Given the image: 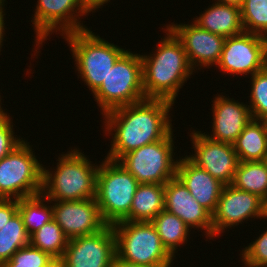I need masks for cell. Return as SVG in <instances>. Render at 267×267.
<instances>
[{
    "label": "cell",
    "instance_id": "d590c367",
    "mask_svg": "<svg viewBox=\"0 0 267 267\" xmlns=\"http://www.w3.org/2000/svg\"><path fill=\"white\" fill-rule=\"evenodd\" d=\"M112 267H150V266L128 263V262H125L119 259L117 256H115L113 263H112Z\"/></svg>",
    "mask_w": 267,
    "mask_h": 267
},
{
    "label": "cell",
    "instance_id": "ffe728a7",
    "mask_svg": "<svg viewBox=\"0 0 267 267\" xmlns=\"http://www.w3.org/2000/svg\"><path fill=\"white\" fill-rule=\"evenodd\" d=\"M193 20L200 28L225 38L244 32L240 7L234 5L215 2Z\"/></svg>",
    "mask_w": 267,
    "mask_h": 267
},
{
    "label": "cell",
    "instance_id": "836d02e7",
    "mask_svg": "<svg viewBox=\"0 0 267 267\" xmlns=\"http://www.w3.org/2000/svg\"><path fill=\"white\" fill-rule=\"evenodd\" d=\"M110 0H83V3L87 10L91 13L95 10H99L98 8H103L104 4L109 3Z\"/></svg>",
    "mask_w": 267,
    "mask_h": 267
},
{
    "label": "cell",
    "instance_id": "7a4b0ae2",
    "mask_svg": "<svg viewBox=\"0 0 267 267\" xmlns=\"http://www.w3.org/2000/svg\"><path fill=\"white\" fill-rule=\"evenodd\" d=\"M166 36L153 54L141 55L143 90L146 99H164L175 103L182 86L195 72L181 41L166 26Z\"/></svg>",
    "mask_w": 267,
    "mask_h": 267
},
{
    "label": "cell",
    "instance_id": "9c48e42d",
    "mask_svg": "<svg viewBox=\"0 0 267 267\" xmlns=\"http://www.w3.org/2000/svg\"><path fill=\"white\" fill-rule=\"evenodd\" d=\"M173 130L163 139L144 145L123 155L117 162L122 165L139 184H163L176 177L179 159H173ZM174 154V155H173Z\"/></svg>",
    "mask_w": 267,
    "mask_h": 267
},
{
    "label": "cell",
    "instance_id": "4dcf8cb0",
    "mask_svg": "<svg viewBox=\"0 0 267 267\" xmlns=\"http://www.w3.org/2000/svg\"><path fill=\"white\" fill-rule=\"evenodd\" d=\"M267 229V228H266ZM265 229L255 241L242 249L241 261L246 267H267V230Z\"/></svg>",
    "mask_w": 267,
    "mask_h": 267
},
{
    "label": "cell",
    "instance_id": "d4e9b609",
    "mask_svg": "<svg viewBox=\"0 0 267 267\" xmlns=\"http://www.w3.org/2000/svg\"><path fill=\"white\" fill-rule=\"evenodd\" d=\"M45 202L50 201L42 193L18 200V212L29 236L53 219L52 205Z\"/></svg>",
    "mask_w": 267,
    "mask_h": 267
},
{
    "label": "cell",
    "instance_id": "74e56055",
    "mask_svg": "<svg viewBox=\"0 0 267 267\" xmlns=\"http://www.w3.org/2000/svg\"><path fill=\"white\" fill-rule=\"evenodd\" d=\"M2 98H1V95H0V123L3 122L8 116L9 114L7 113V111L5 112L6 109H3L2 106H1V101Z\"/></svg>",
    "mask_w": 267,
    "mask_h": 267
},
{
    "label": "cell",
    "instance_id": "4fadbf2b",
    "mask_svg": "<svg viewBox=\"0 0 267 267\" xmlns=\"http://www.w3.org/2000/svg\"><path fill=\"white\" fill-rule=\"evenodd\" d=\"M203 131L190 133L194 154L186 157L224 185L232 184L239 163L234 146L209 139Z\"/></svg>",
    "mask_w": 267,
    "mask_h": 267
},
{
    "label": "cell",
    "instance_id": "2e32d148",
    "mask_svg": "<svg viewBox=\"0 0 267 267\" xmlns=\"http://www.w3.org/2000/svg\"><path fill=\"white\" fill-rule=\"evenodd\" d=\"M50 203L53 219L68 239L95 234L108 225L101 216L95 198Z\"/></svg>",
    "mask_w": 267,
    "mask_h": 267
},
{
    "label": "cell",
    "instance_id": "cb8c5ba5",
    "mask_svg": "<svg viewBox=\"0 0 267 267\" xmlns=\"http://www.w3.org/2000/svg\"><path fill=\"white\" fill-rule=\"evenodd\" d=\"M231 185L264 200L267 197V161H239Z\"/></svg>",
    "mask_w": 267,
    "mask_h": 267
},
{
    "label": "cell",
    "instance_id": "8d00e7d4",
    "mask_svg": "<svg viewBox=\"0 0 267 267\" xmlns=\"http://www.w3.org/2000/svg\"><path fill=\"white\" fill-rule=\"evenodd\" d=\"M217 3L234 5L237 7H241L243 5L244 0H215Z\"/></svg>",
    "mask_w": 267,
    "mask_h": 267
},
{
    "label": "cell",
    "instance_id": "ab89813d",
    "mask_svg": "<svg viewBox=\"0 0 267 267\" xmlns=\"http://www.w3.org/2000/svg\"><path fill=\"white\" fill-rule=\"evenodd\" d=\"M265 67L267 68V44H266V58H265Z\"/></svg>",
    "mask_w": 267,
    "mask_h": 267
},
{
    "label": "cell",
    "instance_id": "e575fe53",
    "mask_svg": "<svg viewBox=\"0 0 267 267\" xmlns=\"http://www.w3.org/2000/svg\"><path fill=\"white\" fill-rule=\"evenodd\" d=\"M5 6H0V52H1V49H2V46H3V41H4V35H5V29H6V26H4L6 24L5 22V16L6 13H5V9H3Z\"/></svg>",
    "mask_w": 267,
    "mask_h": 267
},
{
    "label": "cell",
    "instance_id": "5b68a950",
    "mask_svg": "<svg viewBox=\"0 0 267 267\" xmlns=\"http://www.w3.org/2000/svg\"><path fill=\"white\" fill-rule=\"evenodd\" d=\"M112 228L119 259L150 267H171L174 264V257L162 244L151 222L122 220L113 224Z\"/></svg>",
    "mask_w": 267,
    "mask_h": 267
},
{
    "label": "cell",
    "instance_id": "7c38bea8",
    "mask_svg": "<svg viewBox=\"0 0 267 267\" xmlns=\"http://www.w3.org/2000/svg\"><path fill=\"white\" fill-rule=\"evenodd\" d=\"M116 237L112 225L92 235L69 239L60 267H112Z\"/></svg>",
    "mask_w": 267,
    "mask_h": 267
},
{
    "label": "cell",
    "instance_id": "f35d334b",
    "mask_svg": "<svg viewBox=\"0 0 267 267\" xmlns=\"http://www.w3.org/2000/svg\"><path fill=\"white\" fill-rule=\"evenodd\" d=\"M263 219H267V197L264 199L263 204Z\"/></svg>",
    "mask_w": 267,
    "mask_h": 267
},
{
    "label": "cell",
    "instance_id": "5bb4252c",
    "mask_svg": "<svg viewBox=\"0 0 267 267\" xmlns=\"http://www.w3.org/2000/svg\"><path fill=\"white\" fill-rule=\"evenodd\" d=\"M264 200L258 195L224 185L217 207L212 214L213 238L227 228L238 226L251 218H263ZM226 229V230H225Z\"/></svg>",
    "mask_w": 267,
    "mask_h": 267
},
{
    "label": "cell",
    "instance_id": "83f0119b",
    "mask_svg": "<svg viewBox=\"0 0 267 267\" xmlns=\"http://www.w3.org/2000/svg\"><path fill=\"white\" fill-rule=\"evenodd\" d=\"M240 11L244 32L267 38V0H244Z\"/></svg>",
    "mask_w": 267,
    "mask_h": 267
},
{
    "label": "cell",
    "instance_id": "277c9868",
    "mask_svg": "<svg viewBox=\"0 0 267 267\" xmlns=\"http://www.w3.org/2000/svg\"><path fill=\"white\" fill-rule=\"evenodd\" d=\"M75 59V71L94 93L106 79L110 69L126 51L101 38L90 28L63 35Z\"/></svg>",
    "mask_w": 267,
    "mask_h": 267
},
{
    "label": "cell",
    "instance_id": "ba28073f",
    "mask_svg": "<svg viewBox=\"0 0 267 267\" xmlns=\"http://www.w3.org/2000/svg\"><path fill=\"white\" fill-rule=\"evenodd\" d=\"M32 150L23 140L0 160V199L19 200L42 192L43 164Z\"/></svg>",
    "mask_w": 267,
    "mask_h": 267
},
{
    "label": "cell",
    "instance_id": "4316f807",
    "mask_svg": "<svg viewBox=\"0 0 267 267\" xmlns=\"http://www.w3.org/2000/svg\"><path fill=\"white\" fill-rule=\"evenodd\" d=\"M29 243L30 236L26 231L22 216L17 212L0 229V267L10 260L17 250Z\"/></svg>",
    "mask_w": 267,
    "mask_h": 267
},
{
    "label": "cell",
    "instance_id": "8992f818",
    "mask_svg": "<svg viewBox=\"0 0 267 267\" xmlns=\"http://www.w3.org/2000/svg\"><path fill=\"white\" fill-rule=\"evenodd\" d=\"M101 115L118 107L146 99L143 90L140 54L126 50L110 69L106 79L93 93Z\"/></svg>",
    "mask_w": 267,
    "mask_h": 267
},
{
    "label": "cell",
    "instance_id": "d6986e66",
    "mask_svg": "<svg viewBox=\"0 0 267 267\" xmlns=\"http://www.w3.org/2000/svg\"><path fill=\"white\" fill-rule=\"evenodd\" d=\"M176 177L188 189L191 196L212 215L224 184L213 178L206 170L197 167L186 156L178 160Z\"/></svg>",
    "mask_w": 267,
    "mask_h": 267
},
{
    "label": "cell",
    "instance_id": "ac0fdd59",
    "mask_svg": "<svg viewBox=\"0 0 267 267\" xmlns=\"http://www.w3.org/2000/svg\"><path fill=\"white\" fill-rule=\"evenodd\" d=\"M164 209L177 215L189 228L201 229L205 238L213 239L212 215L204 209L177 178L164 185Z\"/></svg>",
    "mask_w": 267,
    "mask_h": 267
},
{
    "label": "cell",
    "instance_id": "484cf974",
    "mask_svg": "<svg viewBox=\"0 0 267 267\" xmlns=\"http://www.w3.org/2000/svg\"><path fill=\"white\" fill-rule=\"evenodd\" d=\"M68 240L62 228L52 219L30 236L29 244L59 262L64 255Z\"/></svg>",
    "mask_w": 267,
    "mask_h": 267
},
{
    "label": "cell",
    "instance_id": "b9f144b4",
    "mask_svg": "<svg viewBox=\"0 0 267 267\" xmlns=\"http://www.w3.org/2000/svg\"><path fill=\"white\" fill-rule=\"evenodd\" d=\"M52 267H60V263L56 262Z\"/></svg>",
    "mask_w": 267,
    "mask_h": 267
},
{
    "label": "cell",
    "instance_id": "30bf717a",
    "mask_svg": "<svg viewBox=\"0 0 267 267\" xmlns=\"http://www.w3.org/2000/svg\"><path fill=\"white\" fill-rule=\"evenodd\" d=\"M35 13L32 14V26L36 38L34 44V56L39 54L43 42L48 40L50 34L61 36L88 29L81 23V17L89 15L90 12L85 7L83 0H37ZM79 18V19H78ZM58 32V33H57ZM62 32V33H61ZM38 50V51H37ZM37 54H36V53Z\"/></svg>",
    "mask_w": 267,
    "mask_h": 267
},
{
    "label": "cell",
    "instance_id": "3957f363",
    "mask_svg": "<svg viewBox=\"0 0 267 267\" xmlns=\"http://www.w3.org/2000/svg\"><path fill=\"white\" fill-rule=\"evenodd\" d=\"M86 156L75 147L58 156L55 171L43 165L41 193L51 202L95 198L100 164Z\"/></svg>",
    "mask_w": 267,
    "mask_h": 267
},
{
    "label": "cell",
    "instance_id": "9a60e30c",
    "mask_svg": "<svg viewBox=\"0 0 267 267\" xmlns=\"http://www.w3.org/2000/svg\"><path fill=\"white\" fill-rule=\"evenodd\" d=\"M172 24V25H171ZM167 27L181 41L188 61L194 71L217 65L225 37L200 28L196 23H171ZM198 68V69H197ZM196 69V70H195Z\"/></svg>",
    "mask_w": 267,
    "mask_h": 267
},
{
    "label": "cell",
    "instance_id": "f1b7e54d",
    "mask_svg": "<svg viewBox=\"0 0 267 267\" xmlns=\"http://www.w3.org/2000/svg\"><path fill=\"white\" fill-rule=\"evenodd\" d=\"M249 108L252 119L267 121V68L251 75Z\"/></svg>",
    "mask_w": 267,
    "mask_h": 267
},
{
    "label": "cell",
    "instance_id": "44dd1931",
    "mask_svg": "<svg viewBox=\"0 0 267 267\" xmlns=\"http://www.w3.org/2000/svg\"><path fill=\"white\" fill-rule=\"evenodd\" d=\"M240 162L267 159V121L251 119L233 144Z\"/></svg>",
    "mask_w": 267,
    "mask_h": 267
},
{
    "label": "cell",
    "instance_id": "60d3db41",
    "mask_svg": "<svg viewBox=\"0 0 267 267\" xmlns=\"http://www.w3.org/2000/svg\"><path fill=\"white\" fill-rule=\"evenodd\" d=\"M5 1L6 0H0V6H5Z\"/></svg>",
    "mask_w": 267,
    "mask_h": 267
},
{
    "label": "cell",
    "instance_id": "1f68e13d",
    "mask_svg": "<svg viewBox=\"0 0 267 267\" xmlns=\"http://www.w3.org/2000/svg\"><path fill=\"white\" fill-rule=\"evenodd\" d=\"M10 117L11 116L9 115L3 122L0 123V160L7 156L24 140L22 137H18L15 132H13V122Z\"/></svg>",
    "mask_w": 267,
    "mask_h": 267
},
{
    "label": "cell",
    "instance_id": "e0dca14e",
    "mask_svg": "<svg viewBox=\"0 0 267 267\" xmlns=\"http://www.w3.org/2000/svg\"><path fill=\"white\" fill-rule=\"evenodd\" d=\"M212 133L205 134L217 142L234 144L246 125L251 121L250 108L246 102L217 94L212 100ZM211 135V136H210Z\"/></svg>",
    "mask_w": 267,
    "mask_h": 267
},
{
    "label": "cell",
    "instance_id": "d6a6232c",
    "mask_svg": "<svg viewBox=\"0 0 267 267\" xmlns=\"http://www.w3.org/2000/svg\"><path fill=\"white\" fill-rule=\"evenodd\" d=\"M18 212L17 199H0V229Z\"/></svg>",
    "mask_w": 267,
    "mask_h": 267
},
{
    "label": "cell",
    "instance_id": "8fae6325",
    "mask_svg": "<svg viewBox=\"0 0 267 267\" xmlns=\"http://www.w3.org/2000/svg\"><path fill=\"white\" fill-rule=\"evenodd\" d=\"M267 38L243 32L225 39L216 67L225 74L253 75L265 68Z\"/></svg>",
    "mask_w": 267,
    "mask_h": 267
},
{
    "label": "cell",
    "instance_id": "6da1fadb",
    "mask_svg": "<svg viewBox=\"0 0 267 267\" xmlns=\"http://www.w3.org/2000/svg\"><path fill=\"white\" fill-rule=\"evenodd\" d=\"M172 106L168 100L145 99L103 114L104 134L112 136L105 158L118 161L133 150L163 140L173 128L169 116Z\"/></svg>",
    "mask_w": 267,
    "mask_h": 267
},
{
    "label": "cell",
    "instance_id": "603a6c76",
    "mask_svg": "<svg viewBox=\"0 0 267 267\" xmlns=\"http://www.w3.org/2000/svg\"><path fill=\"white\" fill-rule=\"evenodd\" d=\"M151 223L156 228L162 244L173 257H175L180 245L187 244L191 228L177 215L163 209Z\"/></svg>",
    "mask_w": 267,
    "mask_h": 267
},
{
    "label": "cell",
    "instance_id": "52a82bcc",
    "mask_svg": "<svg viewBox=\"0 0 267 267\" xmlns=\"http://www.w3.org/2000/svg\"><path fill=\"white\" fill-rule=\"evenodd\" d=\"M138 184L117 161L102 160L97 171L95 199L108 225L122 221L130 213Z\"/></svg>",
    "mask_w": 267,
    "mask_h": 267
},
{
    "label": "cell",
    "instance_id": "f546056e",
    "mask_svg": "<svg viewBox=\"0 0 267 267\" xmlns=\"http://www.w3.org/2000/svg\"><path fill=\"white\" fill-rule=\"evenodd\" d=\"M57 261L30 244L17 250L1 267H52Z\"/></svg>",
    "mask_w": 267,
    "mask_h": 267
},
{
    "label": "cell",
    "instance_id": "7402d4cb",
    "mask_svg": "<svg viewBox=\"0 0 267 267\" xmlns=\"http://www.w3.org/2000/svg\"><path fill=\"white\" fill-rule=\"evenodd\" d=\"M164 202L163 184H138L130 213L123 220L151 222L164 209Z\"/></svg>",
    "mask_w": 267,
    "mask_h": 267
}]
</instances>
